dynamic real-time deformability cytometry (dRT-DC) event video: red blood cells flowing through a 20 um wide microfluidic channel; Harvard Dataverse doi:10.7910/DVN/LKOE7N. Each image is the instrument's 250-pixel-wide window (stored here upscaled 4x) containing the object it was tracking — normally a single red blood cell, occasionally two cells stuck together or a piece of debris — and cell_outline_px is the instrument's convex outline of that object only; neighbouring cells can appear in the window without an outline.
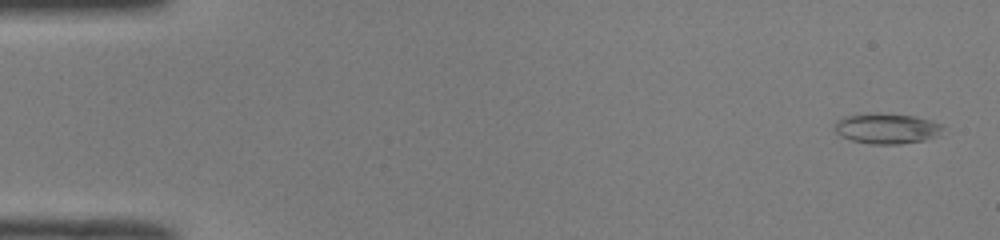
{"species": "common noctule bat (a hibernating species)", "species_latin": "Nyctalus noctula", "temperature_condition": "room temperature", "stored_images_in_passage": 48, "camera_frame_rate_fps": 3000, "um_per_image_px": 0.085, "animal": {"sex": "male", "body_mass_g": 19.0, "forearm_length_mm": 50.8}, "frame": {"image": 1, "passage_image": 1, "time_ms": 0.0, "image_size_px": [1000, 240], "cell_outline_px": [[944, 124], [932, 136], [924, 140], [900, 144], [872, 144], [852, 140], [840, 136], [836, 132], [836, 120], [844, 116], [912, 116]], "centroid_in_image_um": [75.32, 10.97], "position_along_channel_um": 9.7, "area_um2": 17.8}}
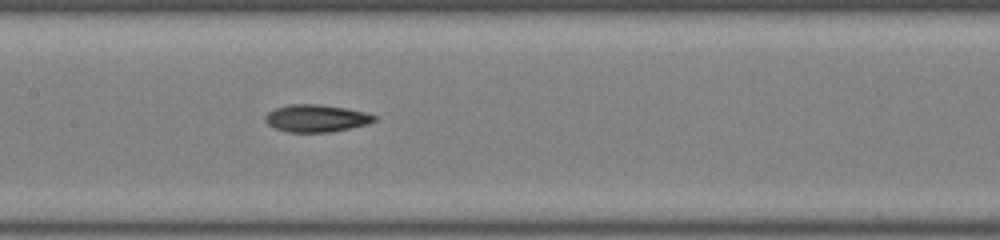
{"frame": {"image": 2, "passage_image": 24, "time_ms": 7.667, "image_size_px": [1000, 240], "cell_outline_px": [[376, 120], [368, 124], [332, 132], [288, 132], [276, 128], [268, 124], [264, 120], [264, 116], [268, 112], [276, 108], [292, 104], [320, 104], [344, 108], [364, 112], [376, 116]], "centroid_in_image_um": [26.87, 10.06], "position_along_channel_um": 180.5, "area_um2": 17.28}}
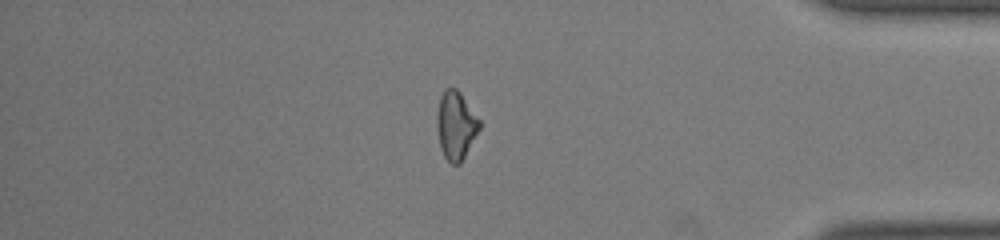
{"frame": {"image": 3, "passage_image": 42, "time_ms": 13.667, "image_size_px": [1000, 240], "cell_outline_px": [[480, 128], [460, 164], [452, 164], [444, 156], [440, 148], [436, 124], [436, 120], [440, 96], [448, 88], [456, 88], [460, 92], [480, 120]], "centroid_in_image_um": [38.74, 10.66], "position_along_channel_um": 396.5, "area_um2": 16.7}, "authors_computed_cell_mechanics": {"area_um2": 17.3689, "velocity_mm_per_s": 4.0829, "shape_relaxation_time_tau1_ms": 4.6084, "shape_relaxation_time_tau2_ms": 6.8549, "deformation_change_tau1": 0.1519, "deformation_change_tau2": 0.124}}